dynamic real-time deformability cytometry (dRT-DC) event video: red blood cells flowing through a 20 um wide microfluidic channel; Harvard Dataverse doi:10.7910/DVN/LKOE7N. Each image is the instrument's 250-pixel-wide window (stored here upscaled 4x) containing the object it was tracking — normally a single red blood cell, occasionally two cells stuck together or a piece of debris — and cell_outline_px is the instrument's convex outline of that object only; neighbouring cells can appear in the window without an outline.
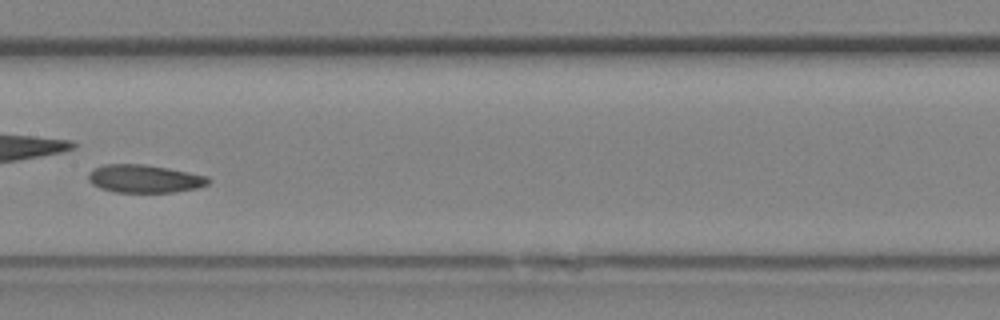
{"species": "Egyptian fruit bat (a non-hibernating species)", "species_latin": "Rousettus aegyptiacus", "temperature_condition": "room temperature", "stored_images_in_passage": 9, "camera_frame_rate_fps": 3000, "um_per_image_px": 0.085, "animal": {"sex": "female"}, "frame": {"image": 1, "passage_image": 8, "time_ms": 2.333, "image_size_px": [1000, 320], "cell_outline_px": [[212, 180], [208, 184], [196, 188], [176, 192], [116, 192], [100, 188], [92, 184], [88, 180], [88, 172], [92, 168], [104, 164], [144, 164], [168, 168], [208, 176]], "centroid_in_image_um": [12.26, 15.18], "position_along_channel_um": 195.1, "area_um2": 19.71}}